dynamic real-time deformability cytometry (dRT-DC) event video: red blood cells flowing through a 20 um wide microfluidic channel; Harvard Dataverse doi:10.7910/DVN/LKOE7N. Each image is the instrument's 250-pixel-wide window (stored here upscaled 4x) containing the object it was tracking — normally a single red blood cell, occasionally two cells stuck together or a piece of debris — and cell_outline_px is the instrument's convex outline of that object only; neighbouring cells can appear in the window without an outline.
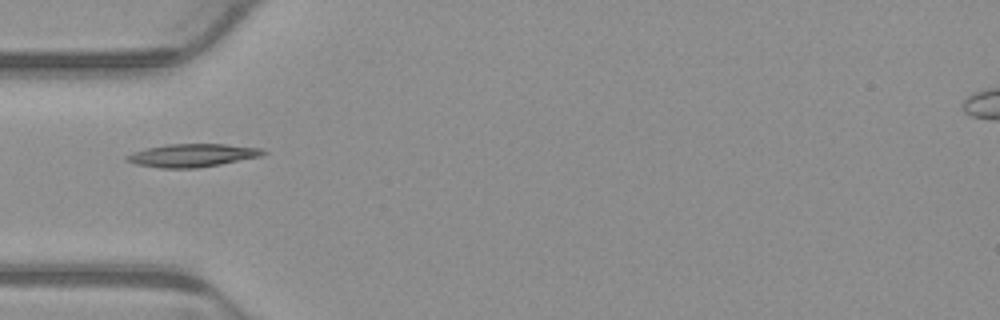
{"species": "common noctule bat (a hibernating species)", "species_latin": "Nyctalus noctula", "temperature_condition": "warm", "stored_images_in_passage": 1, "camera_frame_rate_fps": 3000, "um_per_image_px": 0.085, "animal": {"sex": "male", "body_mass_g": 23.1, "forearm_length_mm": 52.7}, "frame": {"image": 1, "passage_image": 1, "time_ms": 0.0, "image_size_px": [1000, 320], "cell_outline_px": [[268, 152], [264, 156], [220, 164], [196, 168], [160, 168], [136, 164], [124, 160], [124, 156], [132, 152], [164, 144], [224, 144], [264, 148]], "centroid_in_image_um": [16.37, 13.2], "position_along_channel_um": 68.6, "area_um2": 18.55}}